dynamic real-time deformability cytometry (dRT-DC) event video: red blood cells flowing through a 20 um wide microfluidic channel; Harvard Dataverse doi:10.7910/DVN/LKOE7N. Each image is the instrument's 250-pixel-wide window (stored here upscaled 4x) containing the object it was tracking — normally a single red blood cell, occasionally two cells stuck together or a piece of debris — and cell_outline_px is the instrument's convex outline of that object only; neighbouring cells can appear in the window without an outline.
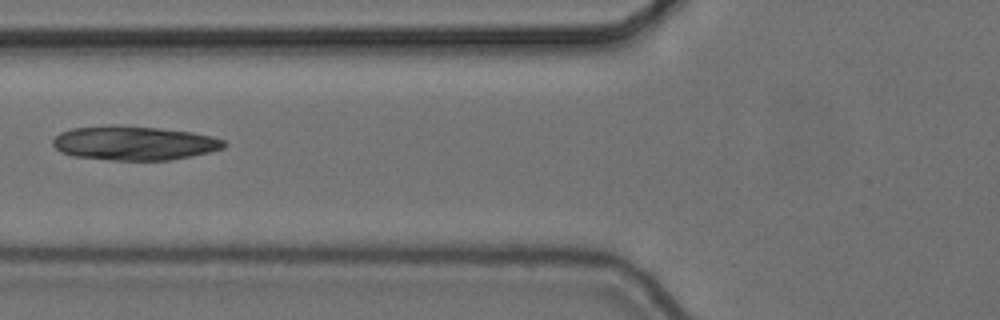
{"species": "common noctule bat (a hibernating species)", "species_latin": "Nyctalus noctula", "temperature_condition": "cold", "stored_images_in_passage": 3, "camera_frame_rate_fps": 3000, "um_per_image_px": 0.085, "animal": {"sex": "female", "body_mass_g": 24.6, "forearm_length_mm": 56.2}, "frame": {"image": 1, "passage_image": 2, "time_ms": 0.333, "image_size_px": [1000, 320], "cell_outline_px": [[228, 144], [224, 148], [212, 152], [172, 160], [112, 160], [72, 156], [60, 152], [52, 144], [52, 140], [60, 132], [72, 128], [108, 124], [116, 124], [156, 128], [192, 132], [212, 136], [224, 140]], "centroid_in_image_um": [11.4, 12.16], "position_along_channel_um": 114.4, "area_um2": 34.51}}
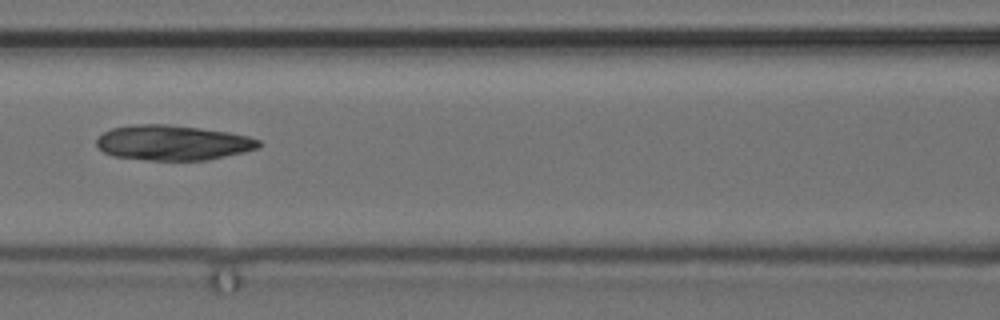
{"frame": {"image": 2, "passage_image": 3, "time_ms": 0.667, "image_size_px": [1000, 320], "cell_outline_px": [[264, 144], [260, 148], [244, 152], [208, 160], [148, 160], [112, 156], [104, 152], [96, 144], [96, 140], [104, 132], [112, 128], [136, 124], [168, 124], [200, 128], [228, 132], [248, 136], [260, 140]], "centroid_in_image_um": [14.73, 12.13], "position_along_channel_um": 151.9, "area_um2": 33.29}}